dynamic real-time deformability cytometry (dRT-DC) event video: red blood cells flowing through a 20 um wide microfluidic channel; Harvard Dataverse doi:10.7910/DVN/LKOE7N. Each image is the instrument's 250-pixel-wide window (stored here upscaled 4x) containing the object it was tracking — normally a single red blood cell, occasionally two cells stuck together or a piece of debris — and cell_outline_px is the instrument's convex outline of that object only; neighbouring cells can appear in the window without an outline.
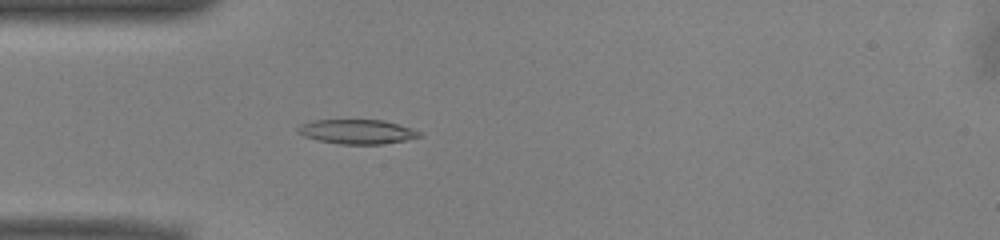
{"species": "common noctule bat (a hibernating species)", "species_latin": "Nyctalus noctula", "temperature_condition": "warm", "stored_images_in_passage": 38, "camera_frame_rate_fps": 3000, "um_per_image_px": 0.085, "animal": {"sex": "male", "body_mass_g": 13.0, "forearm_length_mm": 53.1}, "frame": {"image": 1, "passage_image": 1, "time_ms": 0.0, "image_size_px": [1000, 240], "cell_outline_px": [[424, 136], [404, 140], [380, 144], [340, 144], [320, 140], [304, 136], [296, 132], [296, 128], [300, 124], [312, 120], [384, 120], [412, 128], [420, 132]], "centroid_in_image_um": [30.34, 11.18], "position_along_channel_um": 54.7, "area_um2": 17.28}}
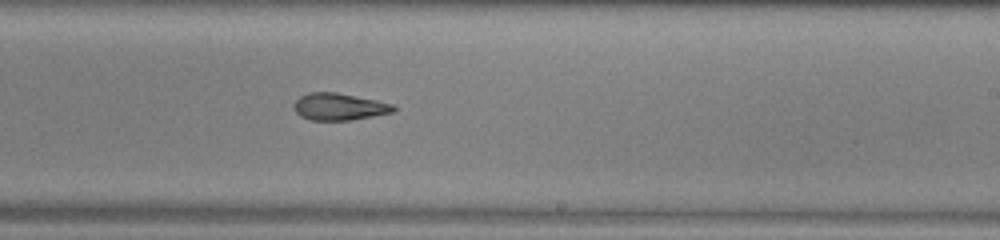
{"frame": {"image": 2, "passage_image": 17, "time_ms": 5.333, "image_size_px": [1000, 240], "cell_outline_px": [[396, 112], [348, 120], [308, 120], [300, 116], [296, 112], [292, 104], [300, 96], [308, 92], [336, 92], [376, 100], [392, 104], [396, 108]], "centroid_in_image_um": [28.8, 9.07], "position_along_channel_um": 260.2, "area_um2": 15.72}}
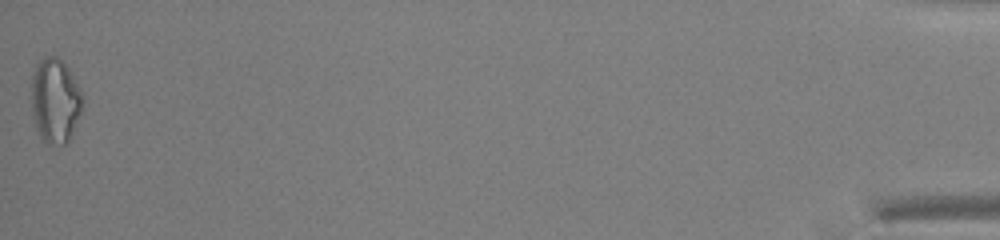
{"frame": {"image": 3, "passage_image": 38, "time_ms": 12.333, "image_size_px": [1000, 240], "cell_outline_px": [[84, 96], [80, 112], [68, 144], [48, 144], [40, 136], [36, 128], [32, 112], [32, 76], [36, 64], [44, 56], [56, 56], [68, 68], [80, 88]], "centroid_in_image_um": [4.69, 8.55], "position_along_channel_um": 430.5, "area_um2": 25.14}, "authors_computed_cell_mechanics": {"area_um2": 16.5308, "velocity_mm_per_s": 3.9375, "shape_relaxation_time_tau1_ms": null, "shape_relaxation_time_tau2_ms": 5.27, "deformation_change_tau1": null, "deformation_change_tau2": 0.1537}}